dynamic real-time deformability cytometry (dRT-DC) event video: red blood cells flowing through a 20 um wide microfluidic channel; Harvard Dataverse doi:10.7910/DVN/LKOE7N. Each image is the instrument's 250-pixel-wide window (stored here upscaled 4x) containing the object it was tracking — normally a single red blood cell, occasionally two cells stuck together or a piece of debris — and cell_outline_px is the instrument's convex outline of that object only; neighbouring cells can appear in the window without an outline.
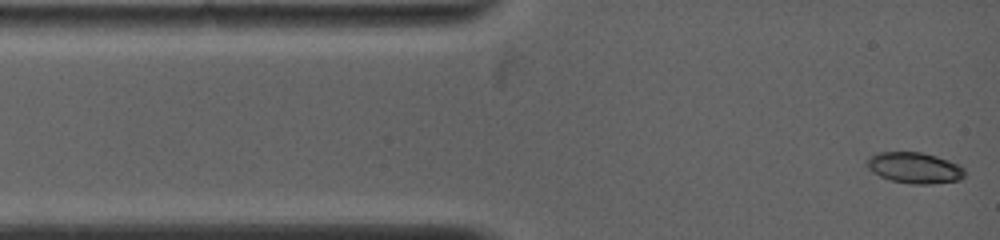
{"species": "common noctule bat (a hibernating species)", "species_latin": "Nyctalus noctula", "temperature_condition": "warm", "stored_images_in_passage": 9, "segment_of_instrument_passage": [1, 2], "camera_frame_rate_fps": 5000, "um_per_image_px": 0.085, "animal": {"sex": "female", "body_mass_g": 19.0, "forearm_length_mm": 53.3}, "frame": {"image": 1, "passage_image": 1, "time_ms": 0.0, "image_size_px": [1000, 240], "cell_outline_px": [[964, 176], [960, 180], [932, 184], [912, 184], [892, 180], [880, 176], [872, 172], [864, 164], [864, 160], [868, 156], [876, 152], [920, 152], [936, 156], [960, 164], [964, 168]], "centroid_in_image_um": [77.7, 14.25], "position_along_channel_um": 7.3, "area_um2": 17.92}}
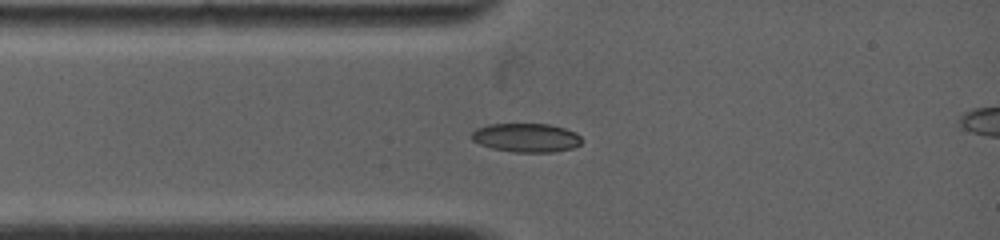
{"frame": {"image": 2, "passage_image": 7, "time_ms": 2.0, "image_size_px": [1000, 240], "cell_outline_px": [[584, 140], [580, 144], [572, 148], [552, 152], [512, 152], [492, 148], [480, 144], [472, 140], [468, 136], [476, 128], [488, 124], [548, 124], [564, 128], [576, 132]], "centroid_in_image_um": [44.71, 11.7], "position_along_channel_um": 40.3, "area_um2": 18.67}}